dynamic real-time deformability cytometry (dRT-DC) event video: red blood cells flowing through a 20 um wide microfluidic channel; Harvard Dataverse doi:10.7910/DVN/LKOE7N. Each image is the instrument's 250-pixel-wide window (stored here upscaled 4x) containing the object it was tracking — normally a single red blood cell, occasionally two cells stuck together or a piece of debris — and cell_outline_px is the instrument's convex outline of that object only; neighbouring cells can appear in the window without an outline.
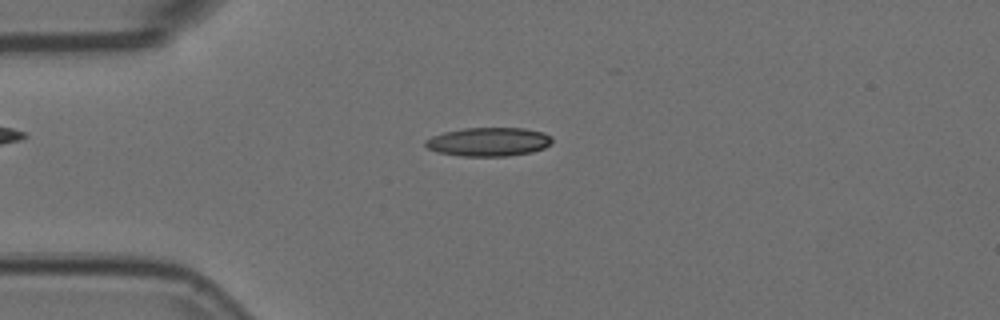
{"species": "Egyptian fruit bat (a non-hibernating species)", "species_latin": "Rousettus aegyptiacus", "temperature_condition": "room temperature", "stored_images_in_passage": 26, "camera_frame_rate_fps": 3000, "um_per_image_px": 0.085, "animal": {"sex": "female"}, "frame": {"image": 1, "passage_image": 10, "time_ms": 3.0, "image_size_px": [1000, 320], "cell_outline_px": [[552, 140], [544, 148], [532, 152], [508, 156], [460, 156], [436, 152], [428, 148], [424, 144], [424, 140], [432, 136], [444, 132], [464, 128], [524, 128], [544, 132], [552, 136]], "centroid_in_image_um": [41.52, 12.05], "position_along_channel_um": 43.5, "area_um2": 21.33}}
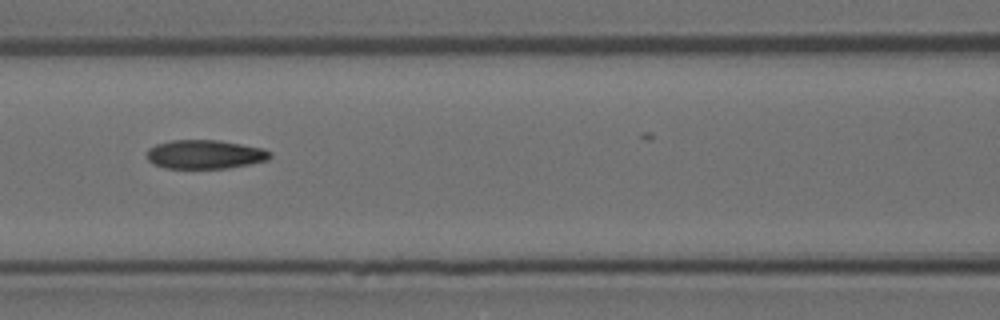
{"frame": {"image": 2, "passage_image": 20, "time_ms": 6.333, "image_size_px": [1000, 320], "cell_outline_px": [[272, 156], [268, 160], [228, 168], [164, 168], [152, 164], [148, 160], [148, 148], [156, 144], [172, 140], [220, 140], [264, 148], [272, 152]], "centroid_in_image_um": [17.44, 13.12], "position_along_channel_um": 149.2, "area_um2": 20.87}}
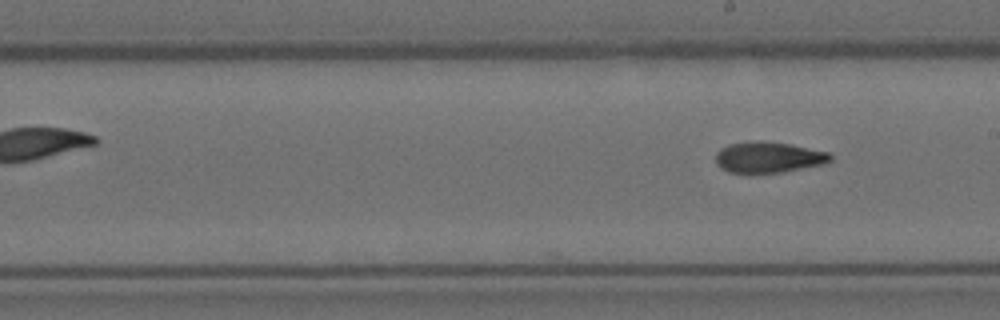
{"frame": {"image": 3, "passage_image": 26, "time_ms": 8.333, "image_size_px": [1000, 320], "cell_outline_px": [[832, 160], [824, 164], [784, 172], [748, 176], [728, 172], [720, 168], [716, 164], [716, 152], [720, 148], [728, 144], [760, 140], [788, 144], [828, 152], [832, 156]], "centroid_in_image_um": [65.25, 13.42], "position_along_channel_um": 223.7, "area_um2": 21.39}}